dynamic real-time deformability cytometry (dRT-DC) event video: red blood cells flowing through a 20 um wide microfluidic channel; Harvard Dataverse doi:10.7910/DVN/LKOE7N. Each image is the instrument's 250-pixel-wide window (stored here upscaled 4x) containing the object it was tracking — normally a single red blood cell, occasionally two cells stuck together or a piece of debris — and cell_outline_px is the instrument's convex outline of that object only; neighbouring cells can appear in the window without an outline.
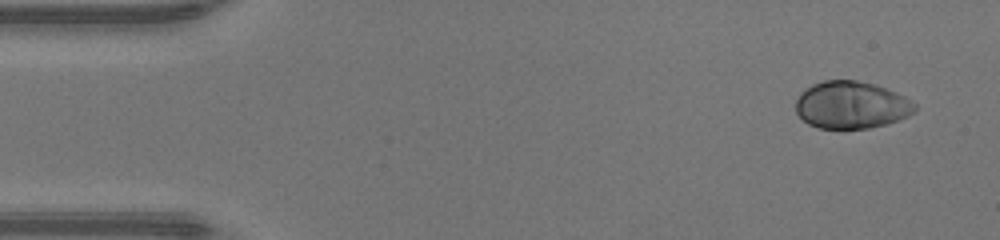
{"species": "human", "species_latin": "Homo sapiens", "temperature_condition": "warm", "stored_images_in_passage": 45, "camera_frame_rate_fps": 3000, "um_per_image_px": 0.085, "donor": {"sex": "male"}, "frame": {"image": 1, "passage_image": 1, "time_ms": 0.0, "image_size_px": [1000, 240], "cell_outline_px": [[916, 112], [908, 116], [888, 124], [868, 128], [820, 128], [808, 124], [796, 112], [796, 100], [800, 92], [812, 84], [824, 80], [856, 80], [872, 84], [896, 92], [904, 96], [916, 104]], "centroid_in_image_um": [72.36, 8.92], "position_along_channel_um": 12.6, "area_um2": 32.83}}
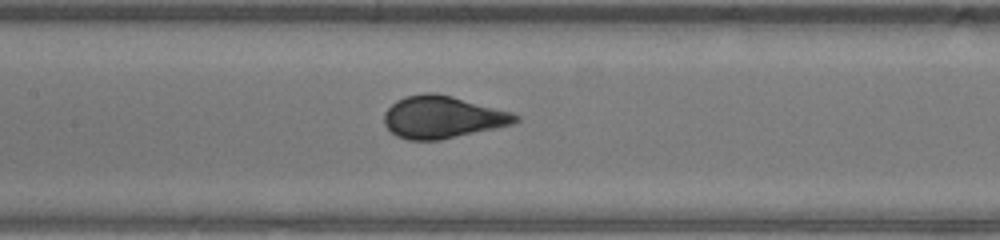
{"frame": {"image": 2, "passage_image": 20, "time_ms": 6.333, "image_size_px": [1000, 240], "cell_outline_px": [[520, 120], [512, 124], [440, 140], [408, 140], [396, 136], [384, 124], [384, 112], [396, 100], [404, 96], [424, 92], [436, 92], [452, 96], [512, 112], [520, 116]], "centroid_in_image_um": [37.59, 9.94], "position_along_channel_um": 169.8, "area_um2": 32.37}}
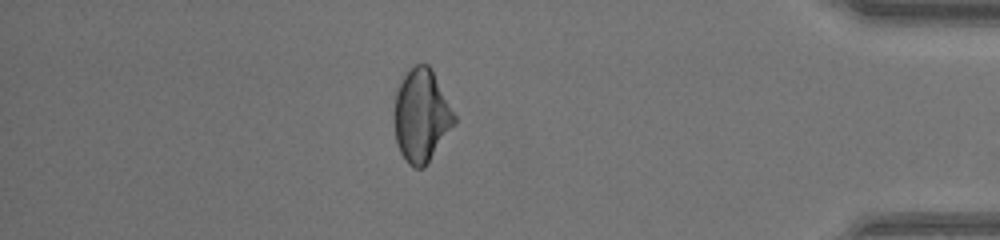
{"frame": {"image": 3, "passage_image": 39, "time_ms": 12.667, "image_size_px": [1000, 240], "cell_outline_px": [[456, 124], [424, 168], [416, 168], [408, 164], [400, 152], [396, 140], [392, 116], [396, 92], [404, 72], [408, 68], [416, 64], [428, 64], [432, 68], [456, 116]], "centroid_in_image_um": [35.8, 9.81], "position_along_channel_um": 399.4, "area_um2": 33.12}, "authors_computed_cell_mechanics": {"area_um2": 32.8304, "velocity_mm_per_s": 4.3124, "shape_relaxation_time_tau1_ms": 3.7113, "shape_relaxation_time_tau2_ms": null, "deformation_change_tau1": 0.2021, "deformation_change_tau2": null}}